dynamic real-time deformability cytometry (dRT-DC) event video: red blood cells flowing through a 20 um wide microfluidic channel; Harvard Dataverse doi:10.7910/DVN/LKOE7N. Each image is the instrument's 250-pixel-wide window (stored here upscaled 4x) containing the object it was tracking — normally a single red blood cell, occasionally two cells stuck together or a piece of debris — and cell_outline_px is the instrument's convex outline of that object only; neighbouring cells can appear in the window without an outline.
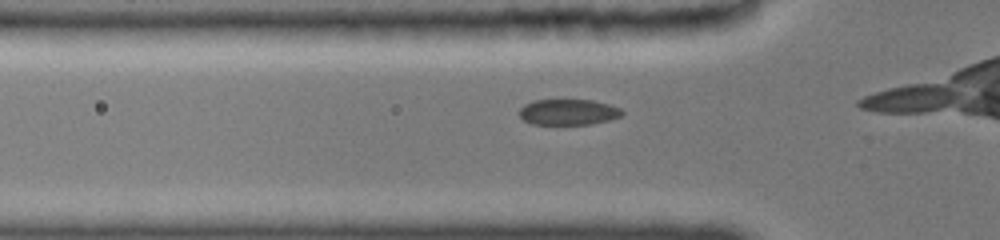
{"species": "common noctule bat (a hibernating species)", "species_latin": "Nyctalus noctula", "temperature_condition": "cold", "stored_images_in_passage": 15, "camera_frame_rate_fps": 3000, "um_per_image_px": 0.085, "animal": {"sex": "female", "body_mass_g": 19.0, "forearm_length_mm": 51.5}, "frame": {"image": 1, "passage_image": 9, "time_ms": 2.333, "image_size_px": [1000, 240], "cell_outline_px": [[624, 112], [620, 116], [608, 120], [588, 124], [532, 124], [524, 120], [520, 116], [520, 108], [524, 104], [532, 100], [592, 100], [608, 104], [620, 108]], "centroid_in_image_um": [48.28, 9.52], "position_along_channel_um": 77.5, "area_um2": 15.32}}
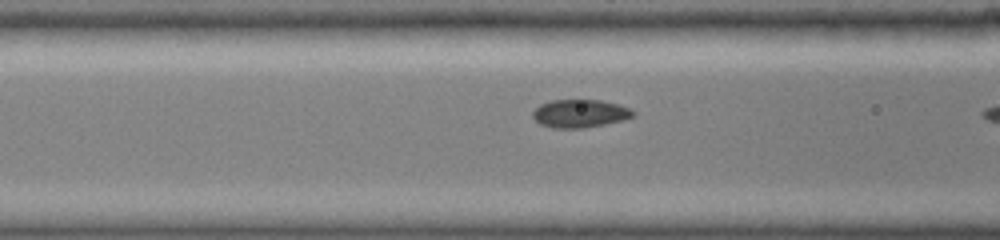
{"frame": {"image": 2, "passage_image": 13, "time_ms": 3.333, "image_size_px": [1000, 240], "cell_outline_px": [[636, 112], [632, 116], [620, 120], [600, 124], [576, 128], [556, 128], [540, 124], [532, 116], [532, 112], [540, 104], [548, 100], [600, 100], [632, 108]], "centroid_in_image_um": [49.25, 9.62], "position_along_channel_um": 117.3, "area_um2": 16.07}}